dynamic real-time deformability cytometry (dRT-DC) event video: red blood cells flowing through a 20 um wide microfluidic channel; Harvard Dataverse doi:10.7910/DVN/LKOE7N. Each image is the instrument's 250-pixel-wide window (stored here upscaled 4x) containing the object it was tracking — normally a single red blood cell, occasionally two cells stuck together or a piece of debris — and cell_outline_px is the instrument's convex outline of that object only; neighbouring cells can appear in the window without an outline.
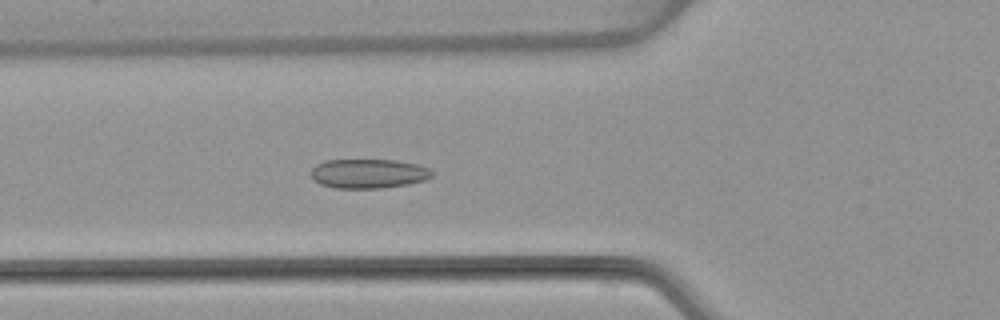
{"species": "common noctule bat (a hibernating species)", "species_latin": "Nyctalus noctula", "temperature_condition": "warm", "stored_images_in_passage": 54, "camera_frame_rate_fps": 3000, "um_per_image_px": 0.085, "animal": {"sex": "female", "body_mass_g": 22.7, "forearm_length_mm": 54.2}, "frame": {"image": 1, "passage_image": 20, "time_ms": 6.333, "image_size_px": [1000, 320], "cell_outline_px": [[432, 176], [424, 180], [408, 184], [380, 188], [336, 188], [320, 184], [312, 180], [308, 172], [316, 164], [324, 160], [396, 160], [416, 164], [432, 168]], "centroid_in_image_um": [31.27, 14.75], "position_along_channel_um": 94.5, "area_um2": 20.92}}
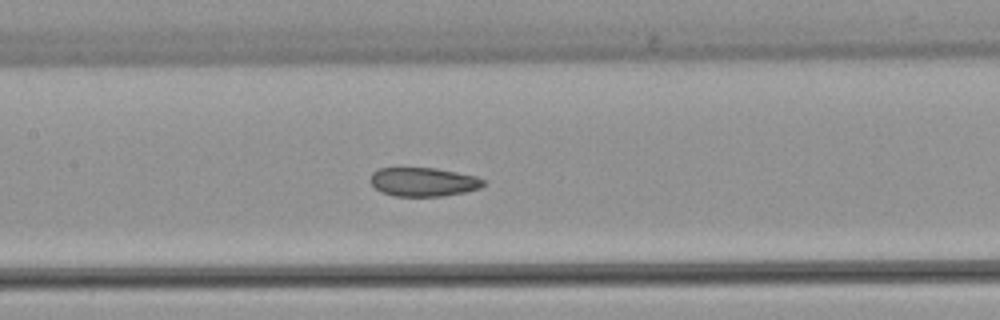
{"frame": {"image": 2, "passage_image": 26, "time_ms": 8.333, "image_size_px": [1000, 320], "cell_outline_px": [[484, 184], [480, 188], [464, 192], [444, 196], [392, 196], [380, 192], [368, 180], [372, 172], [380, 168], [436, 168], [476, 176], [484, 180]], "centroid_in_image_um": [35.95, 15.46], "position_along_channel_um": 171.5, "area_um2": 19.07}}
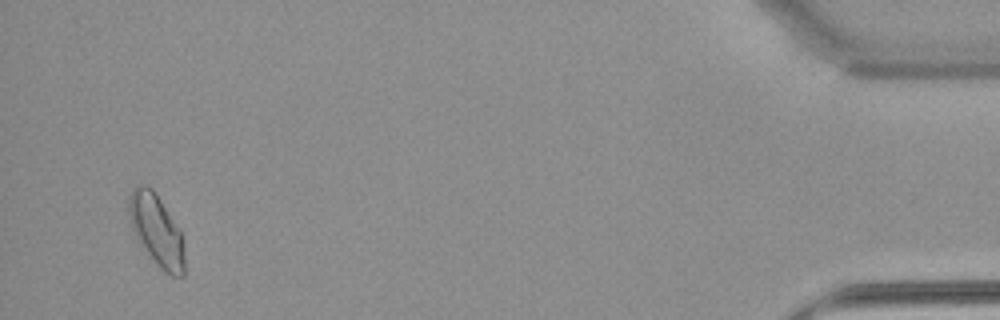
{"frame": {"image": 3, "passage_image": 52, "time_ms": 17.0, "image_size_px": [1000, 320], "cell_outline_px": [[184, 276], [172, 276], [164, 272], [156, 264], [140, 244], [132, 228], [128, 216], [128, 196], [132, 188], [136, 184], [144, 184], [152, 188], [160, 200], [180, 232], [184, 248]], "centroid_in_image_um": [13.26, 19.56], "position_along_channel_um": 421.9, "area_um2": 23.0}, "authors_computed_cell_mechanics": {"area_um2": 20.8658, "velocity_mm_per_s": 3.8218, "shape_relaxation_time_tau1_ms": null, "shape_relaxation_time_tau2_ms": 2.7894, "deformation_change_tau1": null, "deformation_change_tau2": 0.0668}}